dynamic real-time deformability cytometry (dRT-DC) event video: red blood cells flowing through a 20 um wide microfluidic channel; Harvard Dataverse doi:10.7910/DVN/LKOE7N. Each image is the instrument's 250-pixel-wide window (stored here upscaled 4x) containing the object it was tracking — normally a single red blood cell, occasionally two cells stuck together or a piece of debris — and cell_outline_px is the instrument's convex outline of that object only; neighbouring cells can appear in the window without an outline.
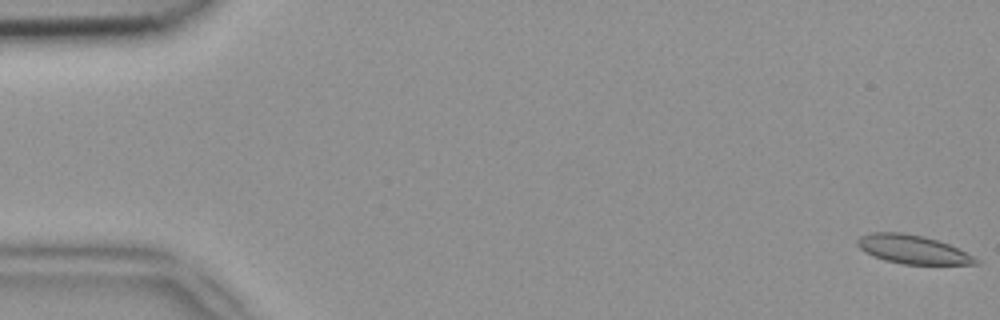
{"species": "common noctule bat (a hibernating species)", "species_latin": "Nyctalus noctula", "temperature_condition": "room temperature", "stored_images_in_passage": 16, "camera_frame_rate_fps": 3000, "um_per_image_px": 0.085, "animal": {"sex": "female", "body_mass_g": 18.4}, "frame": {"image": 1, "passage_image": 1, "time_ms": 0.0, "image_size_px": [1000, 320], "cell_outline_px": [[980, 260], [976, 264], [904, 264], [884, 260], [872, 256], [860, 248], [856, 244], [856, 240], [860, 236], [872, 232], [904, 232], [924, 236], [940, 240]], "centroid_in_image_um": [77.53, 21.18], "position_along_channel_um": 7.5, "area_um2": 19.71}}
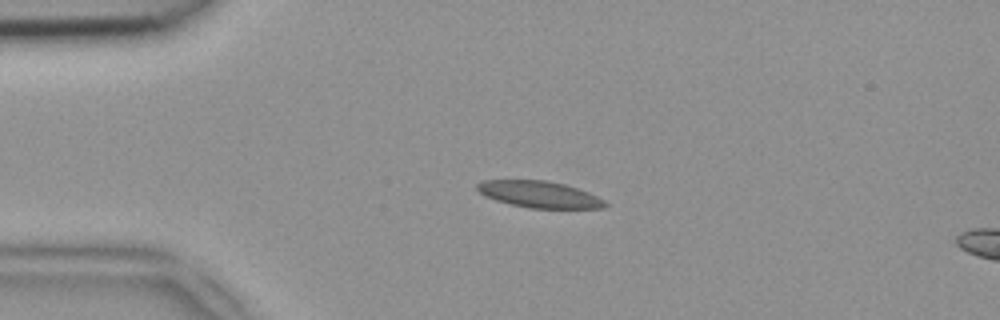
{"frame": {"image": 2, "passage_image": 12, "time_ms": 3.667, "image_size_px": [1000, 320], "cell_outline_px": [[608, 204], [604, 208], [528, 208], [496, 200], [484, 196], [476, 188], [476, 184], [480, 180], [548, 180], [564, 184], [588, 192], [604, 200]], "centroid_in_image_um": [45.81, 16.51], "position_along_channel_um": 39.2, "area_um2": 19.77}}